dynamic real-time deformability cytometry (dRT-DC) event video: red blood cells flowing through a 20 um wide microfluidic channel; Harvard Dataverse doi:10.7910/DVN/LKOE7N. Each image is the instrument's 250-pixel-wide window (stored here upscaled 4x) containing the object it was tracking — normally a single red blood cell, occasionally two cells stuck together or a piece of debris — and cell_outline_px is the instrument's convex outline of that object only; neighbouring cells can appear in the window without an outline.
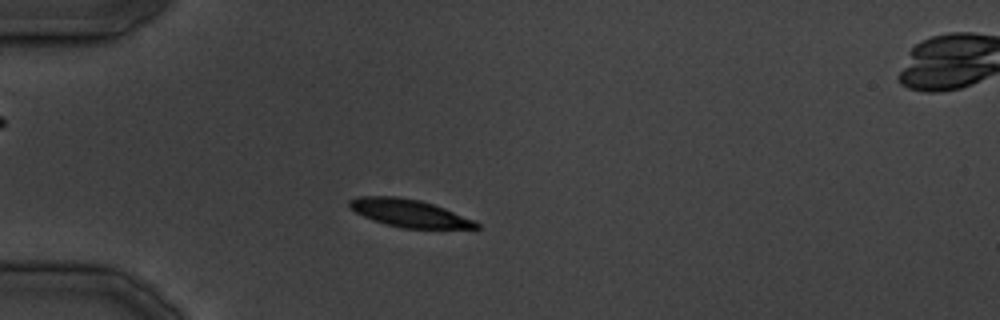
{"species": "common noctule bat (a hibernating species)", "species_latin": "Nyctalus noctula", "temperature_condition": "cold", "stored_images_in_passage": 25, "camera_frame_rate_fps": 3000, "um_per_image_px": 0.085, "animal": {"sex": "male", "body_mass_g": 19.5, "forearm_length_mm": 54.6}, "frame": {"image": 1, "passage_image": 8, "time_ms": 8.667, "image_size_px": [1000, 320], "cell_outline_px": [[480, 228], [404, 228], [372, 220], [348, 208], [348, 200], [360, 196], [396, 196], [420, 200], [444, 208], [476, 220], [480, 224]], "centroid_in_image_um": [34.78, 18.11], "position_along_channel_um": 50.2, "area_um2": 20.35}}